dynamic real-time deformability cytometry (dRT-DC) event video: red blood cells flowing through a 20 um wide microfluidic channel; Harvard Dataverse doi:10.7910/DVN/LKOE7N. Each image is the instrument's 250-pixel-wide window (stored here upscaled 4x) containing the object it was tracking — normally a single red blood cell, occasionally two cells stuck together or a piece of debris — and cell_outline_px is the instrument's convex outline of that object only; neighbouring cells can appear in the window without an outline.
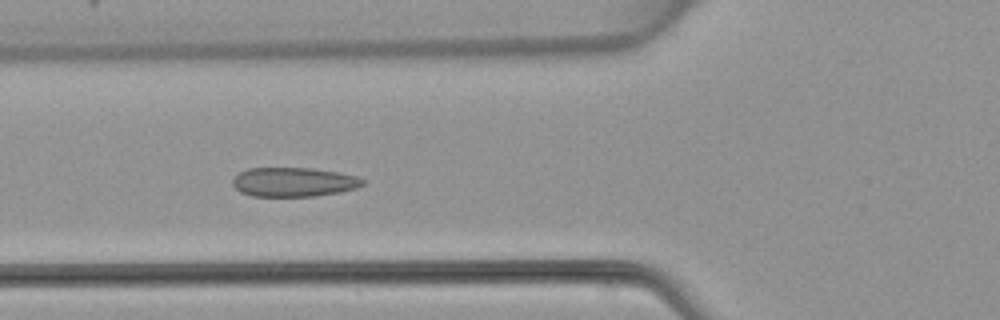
{"species": "common noctule bat (a hibernating species)", "species_latin": "Nyctalus noctula", "temperature_condition": "warm", "stored_images_in_passage": 6, "camera_frame_rate_fps": 3000, "um_per_image_px": 0.085, "animal": {"sex": "female", "body_mass_g": 22.7, "forearm_length_mm": 54.2}, "frame": {"image": 1, "passage_image": 5, "time_ms": 4.667, "image_size_px": [1000, 320], "cell_outline_px": [[364, 184], [356, 188], [340, 192], [316, 196], [252, 196], [240, 192], [232, 184], [232, 180], [240, 172], [248, 168], [312, 168], [340, 172], [356, 176], [364, 180]], "centroid_in_image_um": [24.97, 15.47], "position_along_channel_um": 100.8, "area_um2": 22.2}}
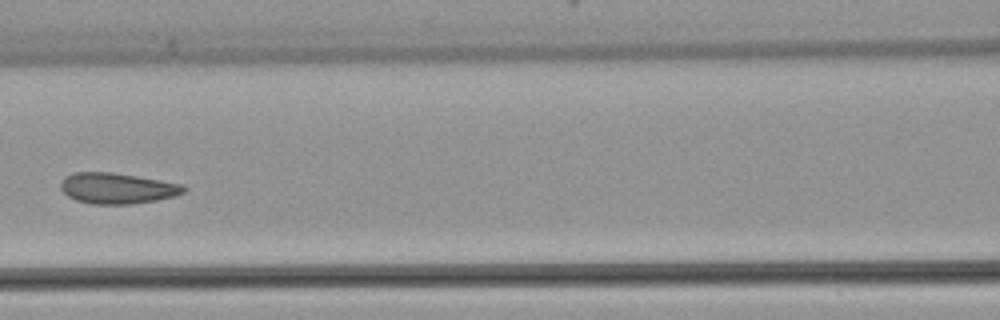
{"frame": {"image": 2, "passage_image": 6, "time_ms": 6.0, "image_size_px": [1000, 320], "cell_outline_px": [[188, 188], [184, 192], [176, 196], [156, 200], [132, 204], [92, 204], [76, 200], [68, 196], [60, 188], [60, 184], [64, 176], [76, 172], [112, 172], [160, 180], [180, 184]], "centroid_in_image_um": [9.95, 16.0], "position_along_channel_um": 156.6, "area_um2": 22.08}}